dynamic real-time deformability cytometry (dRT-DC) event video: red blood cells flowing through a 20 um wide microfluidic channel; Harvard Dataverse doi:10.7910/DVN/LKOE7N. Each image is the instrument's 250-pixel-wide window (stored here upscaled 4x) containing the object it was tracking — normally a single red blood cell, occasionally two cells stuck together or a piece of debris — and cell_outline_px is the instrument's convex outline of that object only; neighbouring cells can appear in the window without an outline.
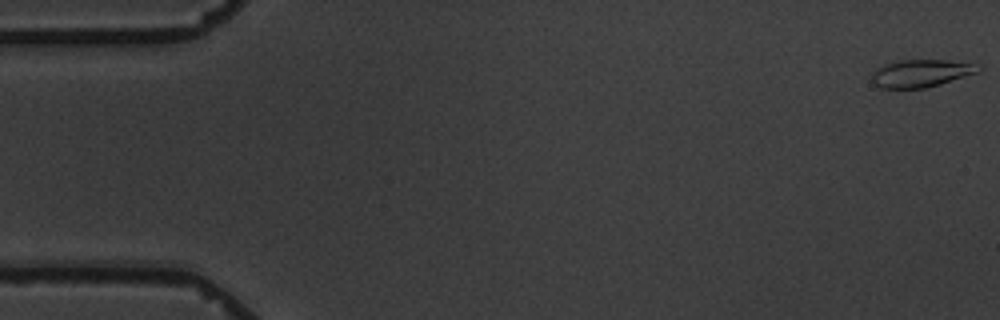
{"species": "common noctule bat (a hibernating species)", "species_latin": "Nyctalus noctula", "temperature_condition": "warm", "stored_images_in_passage": 6, "camera_frame_rate_fps": 3000, "um_per_image_px": 0.085, "animal": {"sex": "male", "body_mass_g": 19.5, "forearm_length_mm": 54.6}, "frame": {"image": 1, "passage_image": 1, "time_ms": 0.0, "image_size_px": [1000, 320], "cell_outline_px": [[980, 68], [976, 72], [940, 84], [924, 88], [880, 88], [872, 80], [872, 72], [876, 68], [900, 60], [944, 60], [972, 64]], "centroid_in_image_um": [78.21, 6.24], "position_along_channel_um": 6.8, "area_um2": 16.53}}
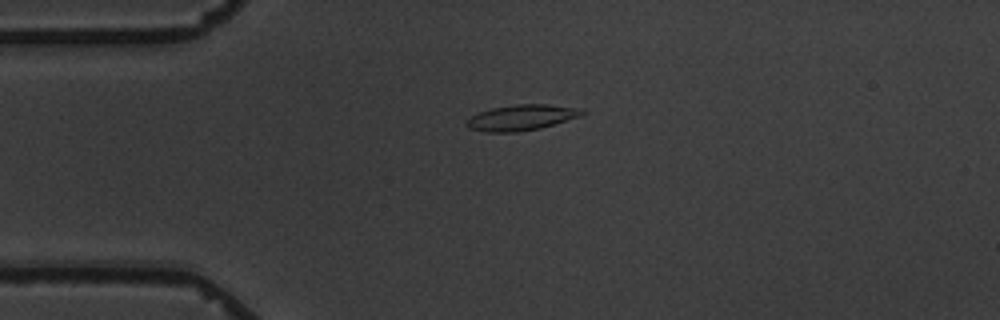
{"frame": {"image": 2, "passage_image": 4, "time_ms": 4.333, "image_size_px": [1000, 320], "cell_outline_px": [[588, 112], [584, 116], [540, 128], [516, 132], [484, 132], [468, 128], [464, 124], [472, 116], [480, 112], [492, 108], [516, 104], [548, 104], [584, 108]], "centroid_in_image_um": [44.42, 9.98], "position_along_channel_um": 40.6, "area_um2": 17.57}}
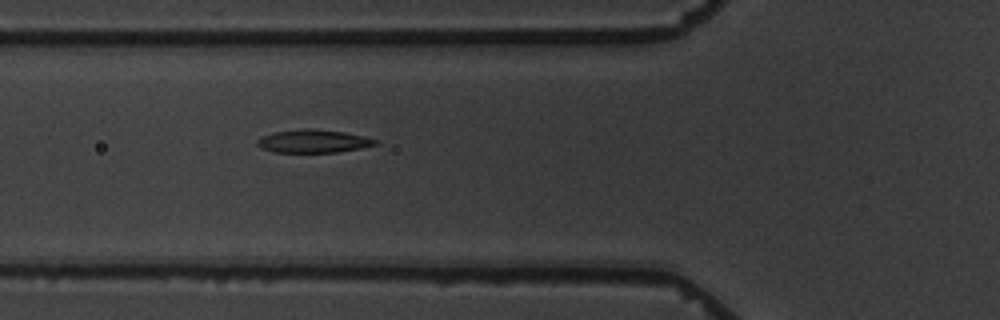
{"frame": {"image": 3, "passage_image": 6, "time_ms": 6.667, "image_size_px": [1000, 320], "cell_outline_px": [[380, 144], [360, 148], [336, 152], [276, 152], [260, 148], [256, 144], [256, 140], [260, 136], [272, 132], [308, 128], [344, 132], [364, 136], [380, 140]], "centroid_in_image_um": [26.63, 12.0], "position_along_channel_um": 99.2, "area_um2": 16.01}}